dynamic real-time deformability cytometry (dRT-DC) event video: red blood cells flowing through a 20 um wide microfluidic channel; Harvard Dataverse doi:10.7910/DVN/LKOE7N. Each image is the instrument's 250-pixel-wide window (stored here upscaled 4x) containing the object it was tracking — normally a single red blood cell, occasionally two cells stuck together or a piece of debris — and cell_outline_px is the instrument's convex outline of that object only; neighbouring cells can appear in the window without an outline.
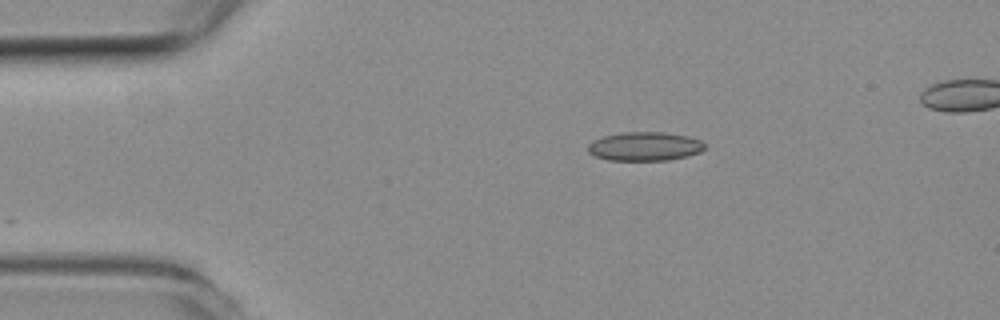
{"species": "common noctule bat (a hibernating species)", "species_latin": "Nyctalus noctula", "temperature_condition": "room temperature", "stored_images_in_passage": 6, "camera_frame_rate_fps": 3000, "um_per_image_px": 0.085, "animal": {"sex": "female", "body_mass_g": 19.3, "forearm_length_mm": 54.1}, "frame": {"image": 1, "passage_image": 1, "time_ms": 0.0, "image_size_px": [1000, 320], "cell_outline_px": [[704, 148], [700, 152], [688, 156], [668, 160], [608, 160], [596, 156], [588, 152], [588, 144], [592, 140], [604, 136], [624, 132], [664, 132], [688, 136], [700, 140], [704, 144]], "centroid_in_image_um": [54.8, 12.44], "position_along_channel_um": 30.2, "area_um2": 19.59}}